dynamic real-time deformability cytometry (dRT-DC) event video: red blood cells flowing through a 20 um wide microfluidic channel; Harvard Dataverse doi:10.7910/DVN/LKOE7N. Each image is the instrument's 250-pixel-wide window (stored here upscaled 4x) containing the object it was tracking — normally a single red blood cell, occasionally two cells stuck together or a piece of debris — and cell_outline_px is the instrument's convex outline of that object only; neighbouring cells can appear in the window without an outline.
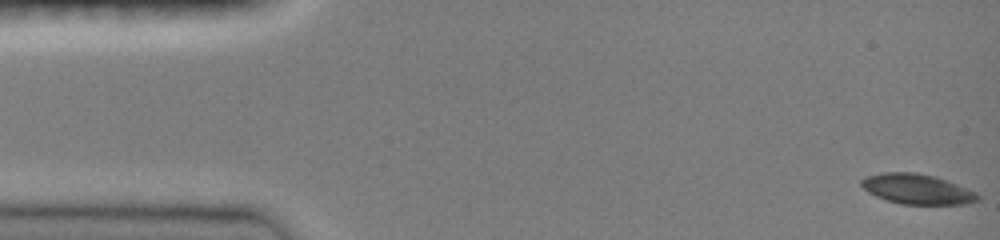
{"species": "common noctule bat (a hibernating species)", "species_latin": "Nyctalus noctula", "temperature_condition": "room temperature", "stored_images_in_passage": 32, "camera_frame_rate_fps": 3000, "um_per_image_px": 0.085, "animal": {"sex": "female", "body_mass_g": 19.0, "forearm_length_mm": 51.5}, "frame": {"image": 1, "passage_image": 1, "time_ms": 0.0, "image_size_px": [1000, 240], "cell_outline_px": [[980, 200], [960, 204], [900, 204], [876, 196], [868, 192], [860, 184], [860, 180], [868, 176], [884, 172], [916, 172], [932, 176], [944, 180], [976, 192], [980, 196]], "centroid_in_image_um": [77.92, 16.07], "position_along_channel_um": 7.1, "area_um2": 20.06}}
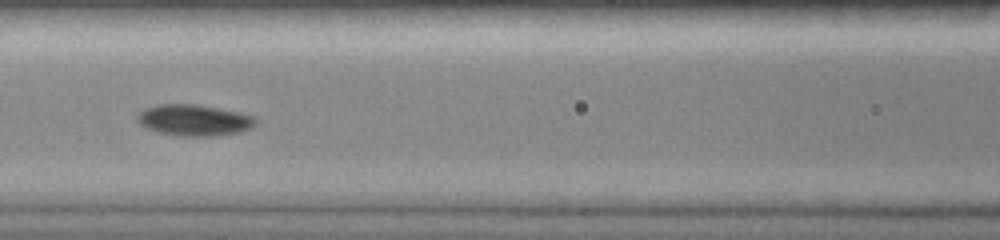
{"frame": {"image": 2, "passage_image": 14, "time_ms": 6.667, "image_size_px": [1000, 240], "cell_outline_px": [[256, 124], [252, 128], [240, 132], [216, 136], [180, 136], [160, 132], [144, 128], [136, 120], [136, 116], [144, 108], [160, 104], [196, 104], [240, 112], [256, 116]], "centroid_in_image_um": [16.51, 10.21], "position_along_channel_um": 150.1, "area_um2": 21.79}}
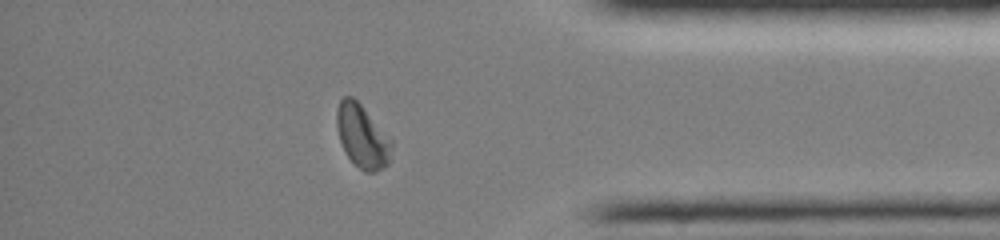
{"frame": {"image": 3, "passage_image": 27, "time_ms": 13.333, "image_size_px": [1000, 240], "cell_outline_px": [[392, 148], [388, 164], [376, 172], [364, 172], [344, 152], [336, 128], [336, 112], [340, 100], [344, 96], [352, 96], [360, 104], [392, 140]], "centroid_in_image_um": [30.78, 11.59], "position_along_channel_um": 404.4, "area_um2": 20.06}, "authors_computed_cell_mechanics": {"area_um2": 20.4034, "velocity_mm_per_s": 3.9936, "shape_relaxation_time_tau1_ms": 4.13, "shape_relaxation_time_tau2_ms": null, "deformation_change_tau1": 0.1195, "deformation_change_tau2": null}}